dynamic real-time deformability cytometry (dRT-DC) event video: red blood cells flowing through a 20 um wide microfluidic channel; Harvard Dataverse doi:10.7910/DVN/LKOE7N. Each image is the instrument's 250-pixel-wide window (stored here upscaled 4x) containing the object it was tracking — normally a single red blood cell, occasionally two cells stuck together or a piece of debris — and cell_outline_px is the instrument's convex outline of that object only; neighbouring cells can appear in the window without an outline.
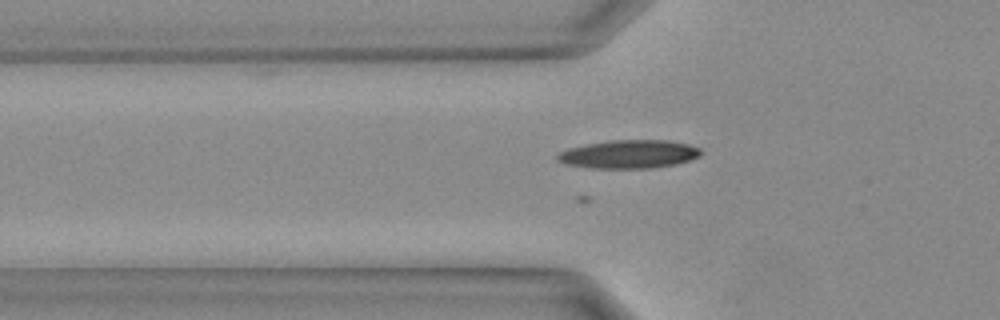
{"species": "Egyptian fruit bat (a non-hibernating species)", "species_latin": "Rousettus aegyptiacus", "temperature_condition": "warm", "stored_images_in_passage": 30, "camera_frame_rate_fps": 3000, "um_per_image_px": 0.085, "animal": {"sex": "female"}, "frame": {"image": 1, "passage_image": 6, "time_ms": 1.667, "image_size_px": [1000, 320], "cell_outline_px": [[704, 152], [700, 156], [676, 164], [652, 168], [592, 168], [564, 164], [556, 160], [556, 156], [560, 152], [568, 148], [588, 144], [612, 140], [668, 140], [688, 144], [700, 148]], "centroid_in_image_um": [53.47, 13.11], "position_along_channel_um": 72.3, "area_um2": 23.76}}
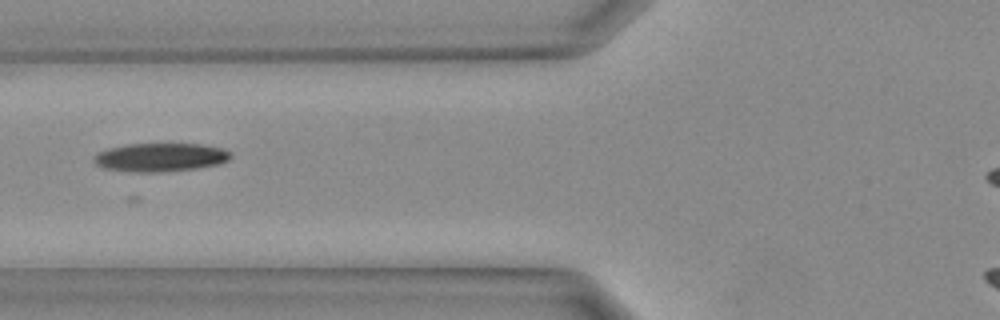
{"frame": {"image": 2, "passage_image": 8, "time_ms": 2.333, "image_size_px": [1000, 320], "cell_outline_px": [[232, 156], [228, 160], [220, 164], [196, 168], [160, 172], [136, 172], [104, 168], [96, 164], [92, 160], [100, 152], [108, 148], [128, 144], [200, 144], [220, 148], [228, 152]], "centroid_in_image_um": [13.63, 13.37], "position_along_channel_um": 112.2, "area_um2": 22.43}}
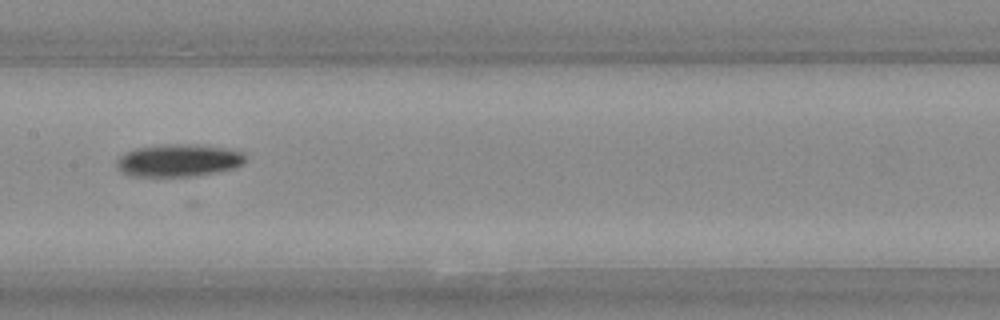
{"frame": {"image": 3, "passage_image": 12, "time_ms": 3.667, "image_size_px": [1000, 320], "cell_outline_px": [[244, 164], [232, 168], [212, 172], [188, 176], [128, 176], [120, 172], [116, 164], [116, 160], [124, 152], [136, 148], [168, 144], [188, 144], [224, 148], [244, 152]], "centroid_in_image_um": [15.1, 13.63], "position_along_channel_um": 192.3, "area_um2": 24.1}}